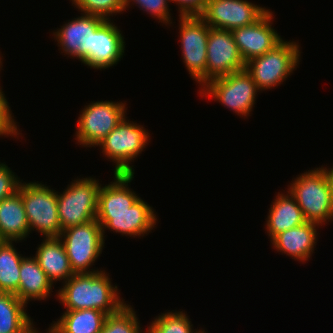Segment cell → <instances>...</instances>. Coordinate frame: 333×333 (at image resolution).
Listing matches in <instances>:
<instances>
[{"label": "cell", "instance_id": "25", "mask_svg": "<svg viewBox=\"0 0 333 333\" xmlns=\"http://www.w3.org/2000/svg\"><path fill=\"white\" fill-rule=\"evenodd\" d=\"M12 243L13 241H0V292L15 294L19 288L23 257Z\"/></svg>", "mask_w": 333, "mask_h": 333}, {"label": "cell", "instance_id": "2", "mask_svg": "<svg viewBox=\"0 0 333 333\" xmlns=\"http://www.w3.org/2000/svg\"><path fill=\"white\" fill-rule=\"evenodd\" d=\"M288 191L297 201L306 221L319 225L333 221V199L325 172L321 168L298 175Z\"/></svg>", "mask_w": 333, "mask_h": 333}, {"label": "cell", "instance_id": "16", "mask_svg": "<svg viewBox=\"0 0 333 333\" xmlns=\"http://www.w3.org/2000/svg\"><path fill=\"white\" fill-rule=\"evenodd\" d=\"M74 18L53 32L64 53L83 62L90 54L91 32H95L107 19L90 14ZM60 44V45H59Z\"/></svg>", "mask_w": 333, "mask_h": 333}, {"label": "cell", "instance_id": "22", "mask_svg": "<svg viewBox=\"0 0 333 333\" xmlns=\"http://www.w3.org/2000/svg\"><path fill=\"white\" fill-rule=\"evenodd\" d=\"M114 177V182L99 188L97 212L127 211L140 198L128 186L134 174L115 173Z\"/></svg>", "mask_w": 333, "mask_h": 333}, {"label": "cell", "instance_id": "28", "mask_svg": "<svg viewBox=\"0 0 333 333\" xmlns=\"http://www.w3.org/2000/svg\"><path fill=\"white\" fill-rule=\"evenodd\" d=\"M78 10L83 14L97 15L107 20L115 13H121L125 9V0H72Z\"/></svg>", "mask_w": 333, "mask_h": 333}, {"label": "cell", "instance_id": "10", "mask_svg": "<svg viewBox=\"0 0 333 333\" xmlns=\"http://www.w3.org/2000/svg\"><path fill=\"white\" fill-rule=\"evenodd\" d=\"M180 41L183 62L191 78L206 85L207 43L210 26L199 15L180 16Z\"/></svg>", "mask_w": 333, "mask_h": 333}, {"label": "cell", "instance_id": "21", "mask_svg": "<svg viewBox=\"0 0 333 333\" xmlns=\"http://www.w3.org/2000/svg\"><path fill=\"white\" fill-rule=\"evenodd\" d=\"M287 192V194L278 192L269 209L266 229L271 240L279 233L307 222L297 201L289 191Z\"/></svg>", "mask_w": 333, "mask_h": 333}, {"label": "cell", "instance_id": "29", "mask_svg": "<svg viewBox=\"0 0 333 333\" xmlns=\"http://www.w3.org/2000/svg\"><path fill=\"white\" fill-rule=\"evenodd\" d=\"M170 0H125V9L129 7L130 2L132 4H138V7L143 11L150 14L152 17H157L159 22H163L167 24H171V14L169 13L170 10L168 9ZM154 15V16H153Z\"/></svg>", "mask_w": 333, "mask_h": 333}, {"label": "cell", "instance_id": "14", "mask_svg": "<svg viewBox=\"0 0 333 333\" xmlns=\"http://www.w3.org/2000/svg\"><path fill=\"white\" fill-rule=\"evenodd\" d=\"M272 15L273 13L268 11L254 24L232 30L235 43L245 63L265 54L283 40L271 27Z\"/></svg>", "mask_w": 333, "mask_h": 333}, {"label": "cell", "instance_id": "33", "mask_svg": "<svg viewBox=\"0 0 333 333\" xmlns=\"http://www.w3.org/2000/svg\"><path fill=\"white\" fill-rule=\"evenodd\" d=\"M320 168L325 172L326 178H327L329 186H330L332 199H333V167L331 169L330 168L327 169L326 167L324 168L323 166Z\"/></svg>", "mask_w": 333, "mask_h": 333}, {"label": "cell", "instance_id": "7", "mask_svg": "<svg viewBox=\"0 0 333 333\" xmlns=\"http://www.w3.org/2000/svg\"><path fill=\"white\" fill-rule=\"evenodd\" d=\"M59 238L64 244L74 273L98 271H90V268L102 253L105 240L102 227L96 219L62 230Z\"/></svg>", "mask_w": 333, "mask_h": 333}, {"label": "cell", "instance_id": "4", "mask_svg": "<svg viewBox=\"0 0 333 333\" xmlns=\"http://www.w3.org/2000/svg\"><path fill=\"white\" fill-rule=\"evenodd\" d=\"M22 182L18 190L23 199L30 232L35 229L44 238L60 237L62 228L58 218V192L42 183Z\"/></svg>", "mask_w": 333, "mask_h": 333}, {"label": "cell", "instance_id": "9", "mask_svg": "<svg viewBox=\"0 0 333 333\" xmlns=\"http://www.w3.org/2000/svg\"><path fill=\"white\" fill-rule=\"evenodd\" d=\"M126 104L97 101L85 105L78 118L76 140L84 147H95L126 116Z\"/></svg>", "mask_w": 333, "mask_h": 333}, {"label": "cell", "instance_id": "34", "mask_svg": "<svg viewBox=\"0 0 333 333\" xmlns=\"http://www.w3.org/2000/svg\"><path fill=\"white\" fill-rule=\"evenodd\" d=\"M34 325L32 324L24 333H40L33 327Z\"/></svg>", "mask_w": 333, "mask_h": 333}, {"label": "cell", "instance_id": "17", "mask_svg": "<svg viewBox=\"0 0 333 333\" xmlns=\"http://www.w3.org/2000/svg\"><path fill=\"white\" fill-rule=\"evenodd\" d=\"M319 224L305 222L279 233L271 241L273 247L279 252L293 257L292 259L305 262L311 257L317 240Z\"/></svg>", "mask_w": 333, "mask_h": 333}, {"label": "cell", "instance_id": "26", "mask_svg": "<svg viewBox=\"0 0 333 333\" xmlns=\"http://www.w3.org/2000/svg\"><path fill=\"white\" fill-rule=\"evenodd\" d=\"M193 325L183 311L166 312L159 315L147 328L148 333H193ZM194 333H206L205 330Z\"/></svg>", "mask_w": 333, "mask_h": 333}, {"label": "cell", "instance_id": "20", "mask_svg": "<svg viewBox=\"0 0 333 333\" xmlns=\"http://www.w3.org/2000/svg\"><path fill=\"white\" fill-rule=\"evenodd\" d=\"M52 282L36 258L23 257L20 265L19 288L15 295L25 304L30 300H45L52 291Z\"/></svg>", "mask_w": 333, "mask_h": 333}, {"label": "cell", "instance_id": "11", "mask_svg": "<svg viewBox=\"0 0 333 333\" xmlns=\"http://www.w3.org/2000/svg\"><path fill=\"white\" fill-rule=\"evenodd\" d=\"M269 10L247 0H207L199 16L211 28L232 31L254 24Z\"/></svg>", "mask_w": 333, "mask_h": 333}, {"label": "cell", "instance_id": "32", "mask_svg": "<svg viewBox=\"0 0 333 333\" xmlns=\"http://www.w3.org/2000/svg\"><path fill=\"white\" fill-rule=\"evenodd\" d=\"M174 1L179 6V16H191L200 15L205 6L207 0H170Z\"/></svg>", "mask_w": 333, "mask_h": 333}, {"label": "cell", "instance_id": "31", "mask_svg": "<svg viewBox=\"0 0 333 333\" xmlns=\"http://www.w3.org/2000/svg\"><path fill=\"white\" fill-rule=\"evenodd\" d=\"M19 179L6 164L0 162V201L18 191Z\"/></svg>", "mask_w": 333, "mask_h": 333}, {"label": "cell", "instance_id": "18", "mask_svg": "<svg viewBox=\"0 0 333 333\" xmlns=\"http://www.w3.org/2000/svg\"><path fill=\"white\" fill-rule=\"evenodd\" d=\"M30 234L29 222L20 191L0 201L1 241H21Z\"/></svg>", "mask_w": 333, "mask_h": 333}, {"label": "cell", "instance_id": "8", "mask_svg": "<svg viewBox=\"0 0 333 333\" xmlns=\"http://www.w3.org/2000/svg\"><path fill=\"white\" fill-rule=\"evenodd\" d=\"M257 92L259 90L253 78L243 69L209 81L200 94L213 97L237 115L247 117L255 104Z\"/></svg>", "mask_w": 333, "mask_h": 333}, {"label": "cell", "instance_id": "13", "mask_svg": "<svg viewBox=\"0 0 333 333\" xmlns=\"http://www.w3.org/2000/svg\"><path fill=\"white\" fill-rule=\"evenodd\" d=\"M154 209L139 198L127 211L120 212H97L96 220L102 227V235L107 228L118 232L122 236H144L156 225V214Z\"/></svg>", "mask_w": 333, "mask_h": 333}, {"label": "cell", "instance_id": "36", "mask_svg": "<svg viewBox=\"0 0 333 333\" xmlns=\"http://www.w3.org/2000/svg\"><path fill=\"white\" fill-rule=\"evenodd\" d=\"M47 333H53V332L48 328V332Z\"/></svg>", "mask_w": 333, "mask_h": 333}, {"label": "cell", "instance_id": "23", "mask_svg": "<svg viewBox=\"0 0 333 333\" xmlns=\"http://www.w3.org/2000/svg\"><path fill=\"white\" fill-rule=\"evenodd\" d=\"M106 317L95 309L66 310L49 329L53 333H100Z\"/></svg>", "mask_w": 333, "mask_h": 333}, {"label": "cell", "instance_id": "19", "mask_svg": "<svg viewBox=\"0 0 333 333\" xmlns=\"http://www.w3.org/2000/svg\"><path fill=\"white\" fill-rule=\"evenodd\" d=\"M35 255L39 266L52 284L57 280L66 282L75 274L71 269L64 244L59 237L45 238L38 246Z\"/></svg>", "mask_w": 333, "mask_h": 333}, {"label": "cell", "instance_id": "1", "mask_svg": "<svg viewBox=\"0 0 333 333\" xmlns=\"http://www.w3.org/2000/svg\"><path fill=\"white\" fill-rule=\"evenodd\" d=\"M104 270L75 273L58 290L57 298L66 310L95 309L107 315L116 313L126 303Z\"/></svg>", "mask_w": 333, "mask_h": 333}, {"label": "cell", "instance_id": "3", "mask_svg": "<svg viewBox=\"0 0 333 333\" xmlns=\"http://www.w3.org/2000/svg\"><path fill=\"white\" fill-rule=\"evenodd\" d=\"M299 48L294 41L282 40L265 54L245 63V70L259 91L272 89L286 80L300 62Z\"/></svg>", "mask_w": 333, "mask_h": 333}, {"label": "cell", "instance_id": "5", "mask_svg": "<svg viewBox=\"0 0 333 333\" xmlns=\"http://www.w3.org/2000/svg\"><path fill=\"white\" fill-rule=\"evenodd\" d=\"M57 194L58 218L62 230L96 219L99 181L92 177L73 180Z\"/></svg>", "mask_w": 333, "mask_h": 333}, {"label": "cell", "instance_id": "27", "mask_svg": "<svg viewBox=\"0 0 333 333\" xmlns=\"http://www.w3.org/2000/svg\"><path fill=\"white\" fill-rule=\"evenodd\" d=\"M135 313L131 305L125 304L116 313L107 315L100 333H142Z\"/></svg>", "mask_w": 333, "mask_h": 333}, {"label": "cell", "instance_id": "35", "mask_svg": "<svg viewBox=\"0 0 333 333\" xmlns=\"http://www.w3.org/2000/svg\"><path fill=\"white\" fill-rule=\"evenodd\" d=\"M1 59H2V58H1V56H0V68L2 69V67H1V66H2V61H1ZM0 71H1V70H0Z\"/></svg>", "mask_w": 333, "mask_h": 333}, {"label": "cell", "instance_id": "6", "mask_svg": "<svg viewBox=\"0 0 333 333\" xmlns=\"http://www.w3.org/2000/svg\"><path fill=\"white\" fill-rule=\"evenodd\" d=\"M126 118L98 144L105 157L116 163L114 174H134L130 163L143 151L149 140V133L144 127Z\"/></svg>", "mask_w": 333, "mask_h": 333}, {"label": "cell", "instance_id": "12", "mask_svg": "<svg viewBox=\"0 0 333 333\" xmlns=\"http://www.w3.org/2000/svg\"><path fill=\"white\" fill-rule=\"evenodd\" d=\"M245 69L232 31L210 28L207 43L206 84Z\"/></svg>", "mask_w": 333, "mask_h": 333}, {"label": "cell", "instance_id": "24", "mask_svg": "<svg viewBox=\"0 0 333 333\" xmlns=\"http://www.w3.org/2000/svg\"><path fill=\"white\" fill-rule=\"evenodd\" d=\"M26 306L15 294L0 292V333H24L33 324Z\"/></svg>", "mask_w": 333, "mask_h": 333}, {"label": "cell", "instance_id": "30", "mask_svg": "<svg viewBox=\"0 0 333 333\" xmlns=\"http://www.w3.org/2000/svg\"><path fill=\"white\" fill-rule=\"evenodd\" d=\"M12 116L9 103L6 100L5 94L3 93L0 86V136H16L20 133L17 130L16 121Z\"/></svg>", "mask_w": 333, "mask_h": 333}, {"label": "cell", "instance_id": "15", "mask_svg": "<svg viewBox=\"0 0 333 333\" xmlns=\"http://www.w3.org/2000/svg\"><path fill=\"white\" fill-rule=\"evenodd\" d=\"M124 50L121 30L109 19L91 32L90 54L82 63L94 69H107L120 61Z\"/></svg>", "mask_w": 333, "mask_h": 333}]
</instances>
